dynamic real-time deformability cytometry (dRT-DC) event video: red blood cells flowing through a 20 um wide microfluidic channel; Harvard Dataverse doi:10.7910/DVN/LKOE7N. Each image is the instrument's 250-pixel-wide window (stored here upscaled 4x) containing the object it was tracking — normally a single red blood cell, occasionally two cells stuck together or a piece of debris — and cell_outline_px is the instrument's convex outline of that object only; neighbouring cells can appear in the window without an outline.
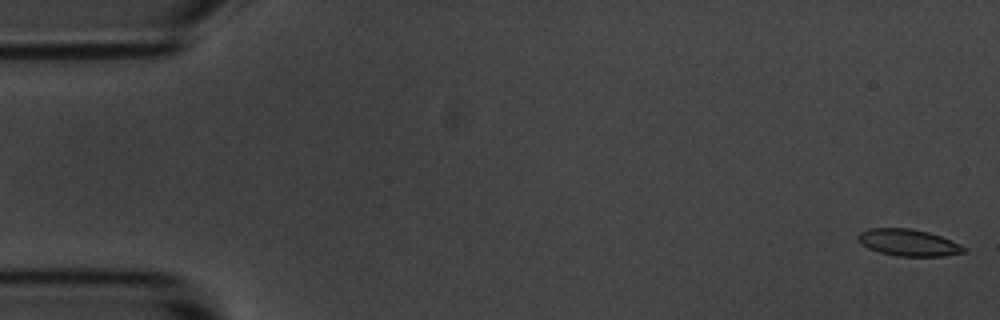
{"species": "common noctule bat (a hibernating species)", "species_latin": "Nyctalus noctula", "temperature_condition": "room temperature", "stored_images_in_passage": 10, "camera_frame_rate_fps": 3000, "um_per_image_px": 0.085, "animal": {"sex": "male", "body_mass_g": 20.1, "forearm_length_mm": 53.5}, "frame": {"image": 1, "passage_image": 1, "time_ms": 0.0, "image_size_px": [1000, 320], "cell_outline_px": [[968, 248], [964, 252], [944, 256], [896, 256], [880, 252], [868, 248], [860, 244], [856, 240], [856, 236], [860, 232], [868, 228], [912, 228], [928, 232], [940, 236], [960, 244]], "centroid_in_image_um": [77.17, 20.61], "position_along_channel_um": 7.8, "area_um2": 16.65}}
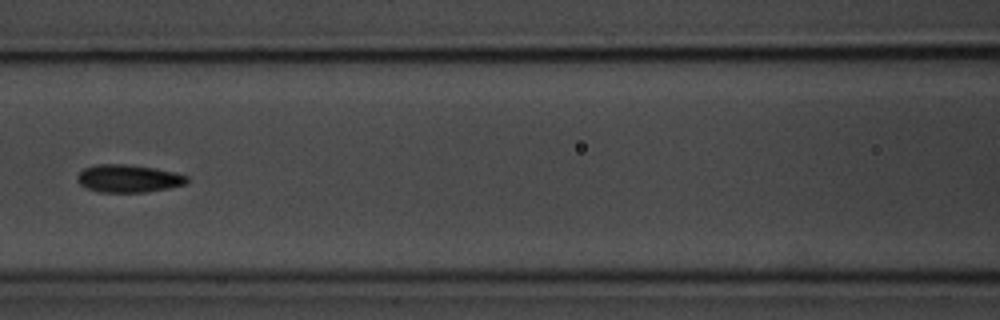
{"frame": {"image": 2, "passage_image": 7, "time_ms": 7.667, "image_size_px": [1000, 320], "cell_outline_px": [[188, 184], [168, 188], [144, 192], [100, 192], [88, 188], [80, 184], [76, 180], [76, 176], [84, 168], [96, 164], [124, 164], [156, 168], [176, 172], [188, 176]], "centroid_in_image_um": [10.94, 15.16], "position_along_channel_um": 155.7, "area_um2": 17.8}}
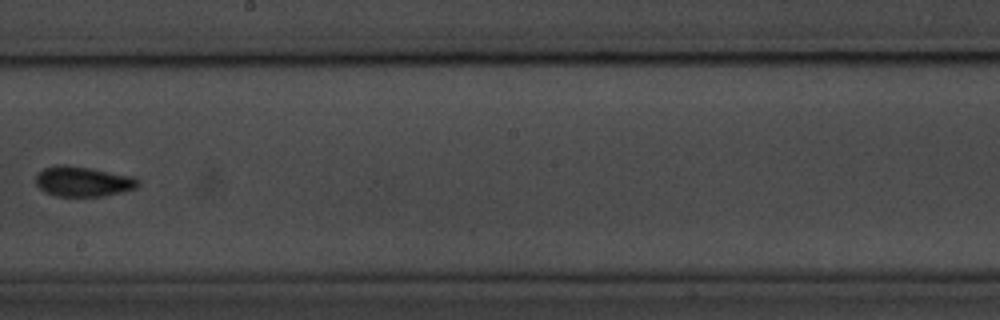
{"frame": {"image": 3, "passage_image": 9, "time_ms": 10.0, "image_size_px": [1000, 320], "cell_outline_px": [[140, 184], [136, 188], [104, 196], [56, 196], [44, 192], [36, 184], [36, 176], [44, 168], [56, 164], [64, 164], [92, 168], [136, 176], [140, 180]], "centroid_in_image_um": [7.09, 15.41], "position_along_channel_um": 241.1, "area_um2": 18.21}}